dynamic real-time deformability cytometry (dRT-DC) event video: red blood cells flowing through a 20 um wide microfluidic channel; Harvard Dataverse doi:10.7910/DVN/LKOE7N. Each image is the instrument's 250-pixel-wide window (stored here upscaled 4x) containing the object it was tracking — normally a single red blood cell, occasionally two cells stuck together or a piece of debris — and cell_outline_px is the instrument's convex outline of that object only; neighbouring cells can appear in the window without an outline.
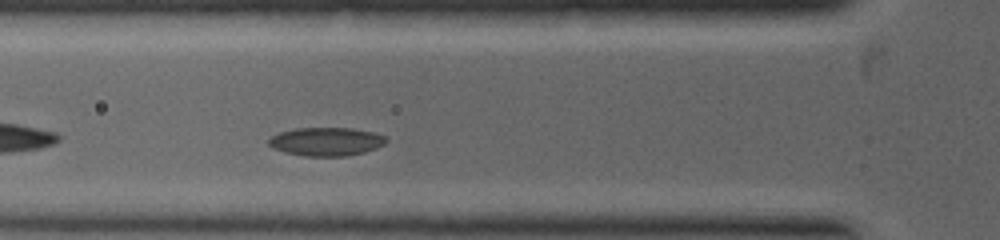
{"species": "common noctule bat (a hibernating species)", "species_latin": "Nyctalus noctula", "temperature_condition": "warm", "stored_images_in_passage": 3, "segment_of_instrument_passage": [1, 2], "camera_frame_rate_fps": 5000, "um_per_image_px": 0.085, "animal": {"sex": "female", "body_mass_g": 19.0, "forearm_length_mm": 53.3}, "frame": {"image": 1, "passage_image": 2, "time_ms": 0.4, "image_size_px": [1000, 240], "cell_outline_px": [[388, 140], [384, 144], [376, 148], [364, 152], [348, 156], [304, 156], [284, 152], [272, 148], [268, 144], [268, 140], [272, 136], [280, 132], [296, 128], [352, 128], [372, 132], [384, 136]], "centroid_in_image_um": [27.71, 12.04], "position_along_channel_um": 98.1, "area_um2": 19.48}}